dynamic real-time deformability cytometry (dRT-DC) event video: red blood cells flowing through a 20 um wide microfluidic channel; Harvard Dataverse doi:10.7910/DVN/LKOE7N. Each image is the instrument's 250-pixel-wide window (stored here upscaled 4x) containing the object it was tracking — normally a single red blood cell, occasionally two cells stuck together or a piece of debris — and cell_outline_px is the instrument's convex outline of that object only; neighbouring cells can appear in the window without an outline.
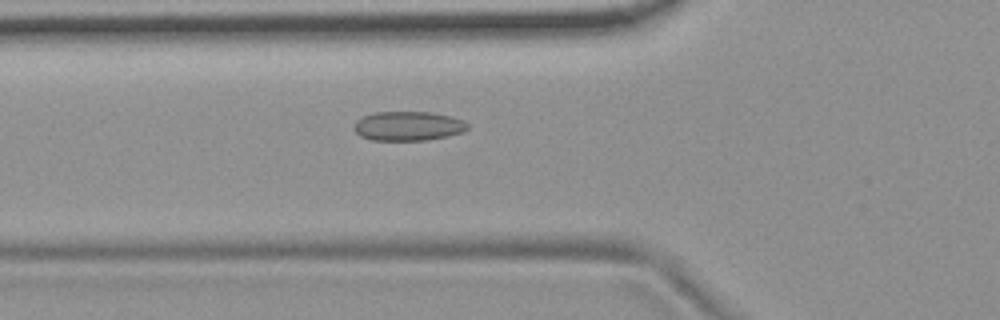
{"species": "common noctule bat (a hibernating species)", "species_latin": "Nyctalus noctula", "temperature_condition": "room temperature", "stored_images_in_passage": 48, "camera_frame_rate_fps": 3000, "um_per_image_px": 0.085, "animal": {"sex": "female", "body_mass_g": 19.9}, "frame": {"image": 1, "passage_image": 13, "time_ms": 4.0, "image_size_px": [1000, 320], "cell_outline_px": [[468, 128], [464, 132], [448, 136], [428, 140], [372, 140], [360, 136], [352, 128], [356, 120], [372, 112], [432, 112], [452, 116], [464, 120], [468, 124]], "centroid_in_image_um": [34.7, 10.71], "position_along_channel_um": 91.1, "area_um2": 19.65}}
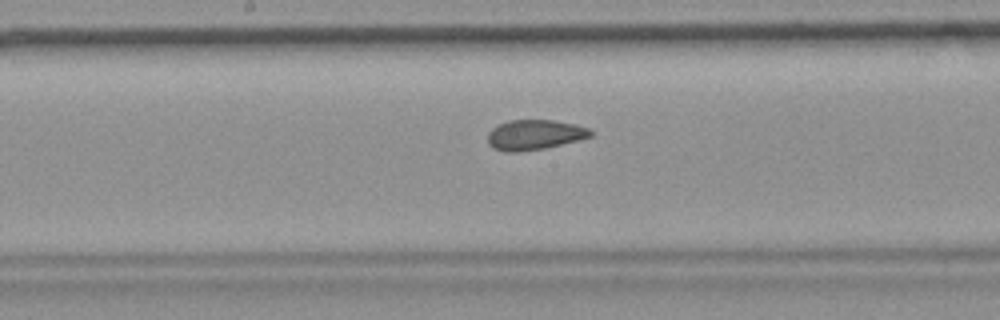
{"frame": {"image": 2, "passage_image": 22, "time_ms": 7.0, "image_size_px": [1000, 320], "cell_outline_px": [[592, 136], [580, 140], [544, 148], [520, 152], [504, 152], [492, 148], [488, 144], [488, 132], [492, 128], [508, 120], [552, 120], [576, 124], [588, 128], [592, 132]], "centroid_in_image_um": [45.42, 11.46], "position_along_channel_um": 202.8, "area_um2": 18.15}}
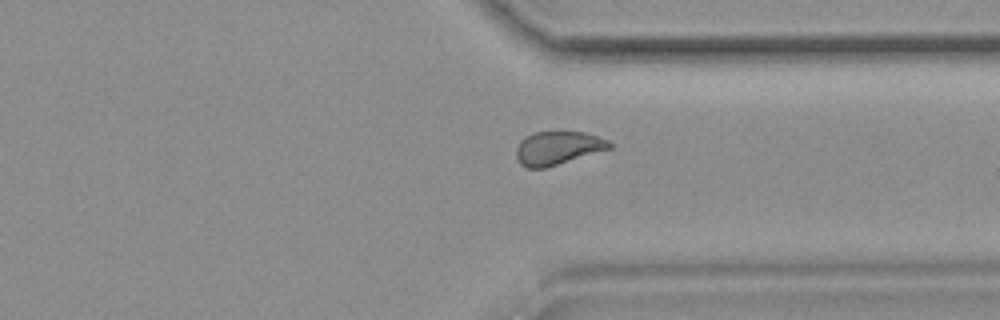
{"frame": {"image": 3, "passage_image": 35, "time_ms": 11.333, "image_size_px": [1000, 320], "cell_outline_px": [[612, 148], [544, 168], [528, 168], [520, 164], [516, 156], [516, 148], [520, 140], [524, 136], [532, 132], [584, 132], [608, 140], [612, 144]], "centroid_in_image_um": [47.38, 12.57], "position_along_channel_um": 364.0, "area_um2": 18.09}, "authors_computed_cell_mechanics": {"area_um2": 18.5827, "velocity_mm_per_s": 3.7171, "shape_relaxation_time_tau1_ms": null, "shape_relaxation_time_tau2_ms": 1.5118, "deformation_change_tau1": null, "deformation_change_tau2": 0.0676}}